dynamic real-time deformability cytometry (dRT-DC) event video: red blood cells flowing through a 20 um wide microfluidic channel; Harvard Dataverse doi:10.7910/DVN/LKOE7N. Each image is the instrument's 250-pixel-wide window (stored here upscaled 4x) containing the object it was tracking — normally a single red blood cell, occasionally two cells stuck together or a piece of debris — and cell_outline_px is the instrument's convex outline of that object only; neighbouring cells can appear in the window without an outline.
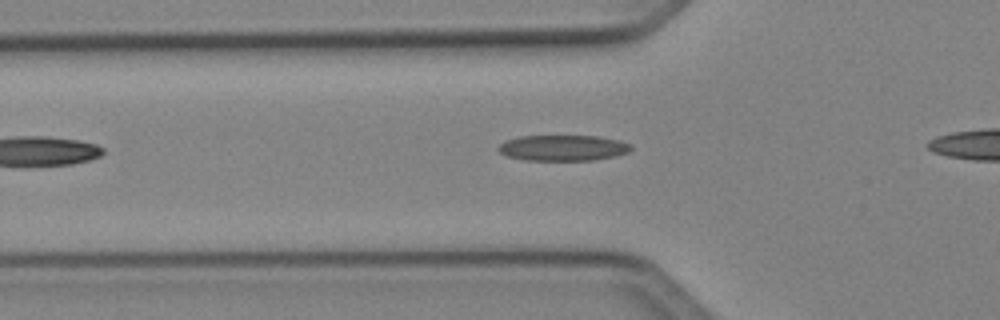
{"species": "Egyptian fruit bat (a non-hibernating species)", "species_latin": "Rousettus aegyptiacus", "temperature_condition": "cold", "stored_images_in_passage": 29, "camera_frame_rate_fps": 3000, "um_per_image_px": 0.085, "animal": {"sex": "female"}, "frame": {"image": 1, "passage_image": 5, "time_ms": 1.333, "image_size_px": [1000, 320], "cell_outline_px": [[632, 148], [628, 152], [616, 156], [592, 160], [524, 160], [508, 156], [500, 152], [496, 148], [500, 144], [508, 140], [520, 136], [596, 136], [620, 140], [632, 144]], "centroid_in_image_um": [47.88, 12.57], "position_along_channel_um": 77.9, "area_um2": 19.88}}
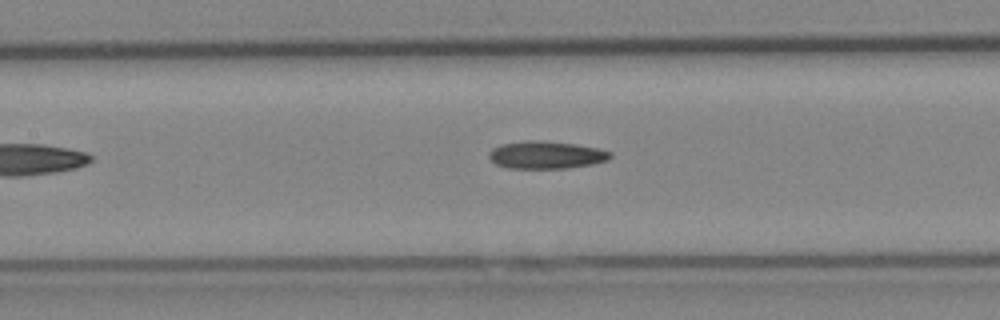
{"frame": {"image": 2, "passage_image": 11, "time_ms": 3.333, "image_size_px": [1000, 320], "cell_outline_px": [[612, 156], [608, 160], [592, 164], [568, 168], [508, 168], [496, 164], [488, 156], [488, 152], [492, 148], [500, 144], [524, 140], [540, 140], [576, 144], [600, 148], [612, 152]], "centroid_in_image_um": [46.43, 13.16], "position_along_channel_um": 161.0, "area_um2": 19.71}}
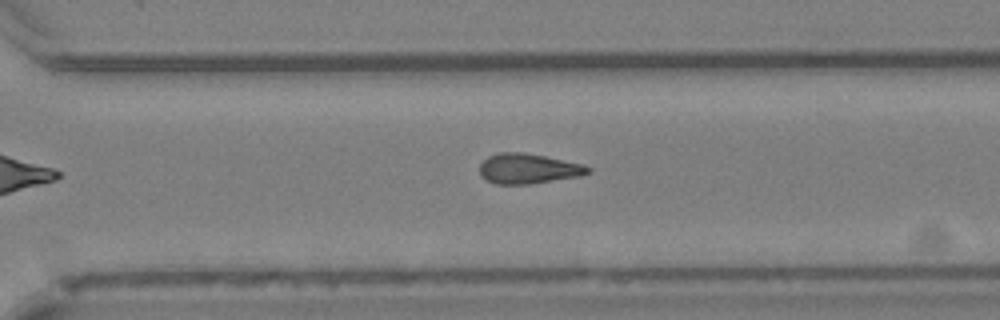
{"frame": {"image": 3, "passage_image": 23, "time_ms": 7.333, "image_size_px": [1000, 320], "cell_outline_px": [[592, 172], [580, 176], [528, 184], [496, 184], [484, 180], [480, 176], [480, 164], [488, 156], [496, 152], [524, 152], [584, 164], [592, 168]], "centroid_in_image_um": [44.89, 14.33], "position_along_channel_um": 325.7, "area_um2": 19.19}}